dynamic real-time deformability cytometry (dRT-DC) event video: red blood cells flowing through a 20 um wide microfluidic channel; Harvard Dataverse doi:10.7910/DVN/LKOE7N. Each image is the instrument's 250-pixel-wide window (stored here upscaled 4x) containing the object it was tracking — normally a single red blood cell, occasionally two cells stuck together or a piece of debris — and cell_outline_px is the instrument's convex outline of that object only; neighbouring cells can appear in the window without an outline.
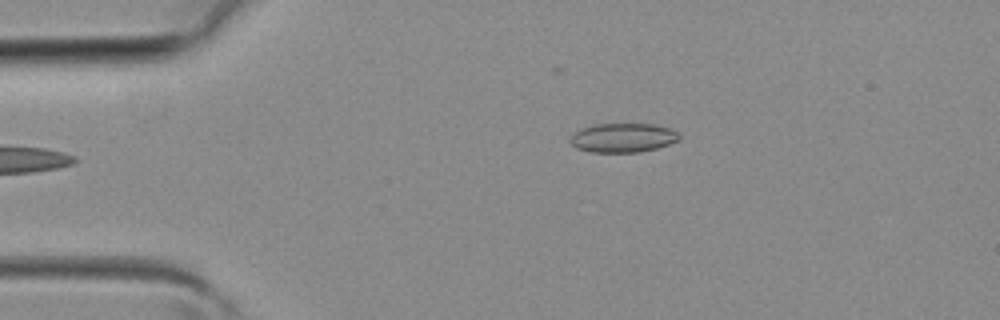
{"species": "common noctule bat (a hibernating species)", "species_latin": "Nyctalus noctula", "temperature_condition": "room temperature", "stored_images_in_passage": 28, "camera_frame_rate_fps": 3000, "um_per_image_px": 0.085, "animal": {"sex": "female", "body_mass_g": 19.3, "forearm_length_mm": 54.1}, "frame": {"image": 1, "passage_image": 1, "time_ms": 0.0, "image_size_px": [1000, 320], "cell_outline_px": [[680, 140], [656, 148], [640, 152], [592, 152], [576, 148], [568, 140], [580, 128], [592, 124], [656, 124], [672, 128], [680, 136]], "centroid_in_image_um": [52.95, 11.7], "position_along_channel_um": 32.0, "area_um2": 18.61}}
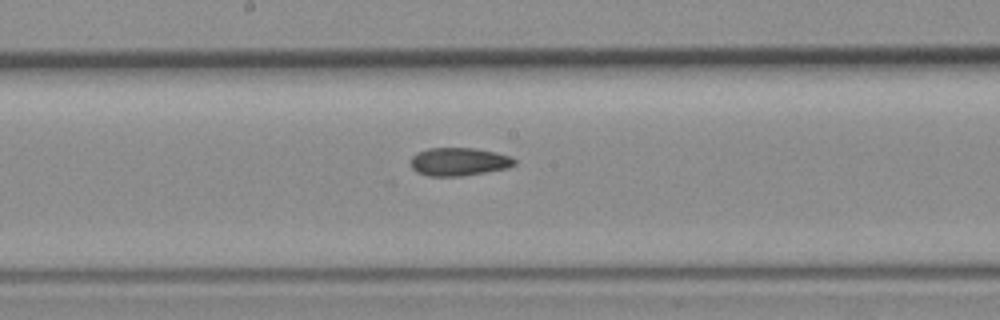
{"frame": {"image": 2, "passage_image": 14, "time_ms": 4.333, "image_size_px": [1000, 320], "cell_outline_px": [[516, 164], [508, 168], [460, 176], [428, 176], [416, 172], [412, 168], [412, 156], [416, 152], [428, 148], [476, 148], [496, 152], [508, 156], [516, 160]], "centroid_in_image_um": [38.99, 13.74], "position_along_channel_um": 209.2, "area_um2": 16.99}}
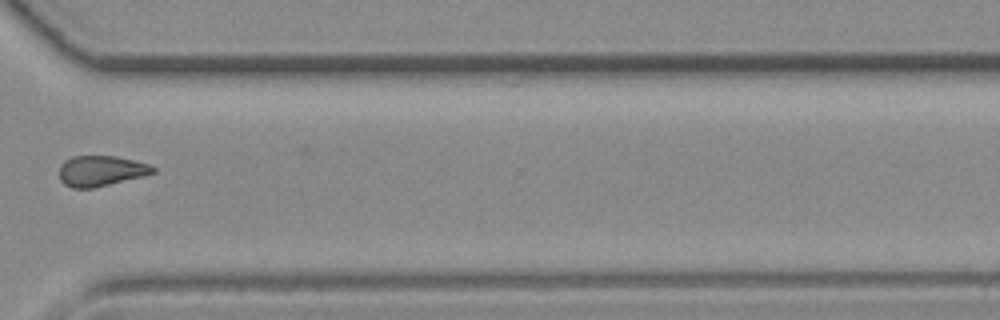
{"frame": {"image": 3, "passage_image": 23, "time_ms": 7.333, "image_size_px": [1000, 320], "cell_outline_px": [[156, 172], [144, 176], [92, 188], [72, 188], [64, 184], [60, 180], [60, 164], [64, 160], [72, 156], [116, 156], [148, 164], [156, 168]], "centroid_in_image_um": [8.56, 14.52], "position_along_channel_um": 362.0, "area_um2": 16.65}}